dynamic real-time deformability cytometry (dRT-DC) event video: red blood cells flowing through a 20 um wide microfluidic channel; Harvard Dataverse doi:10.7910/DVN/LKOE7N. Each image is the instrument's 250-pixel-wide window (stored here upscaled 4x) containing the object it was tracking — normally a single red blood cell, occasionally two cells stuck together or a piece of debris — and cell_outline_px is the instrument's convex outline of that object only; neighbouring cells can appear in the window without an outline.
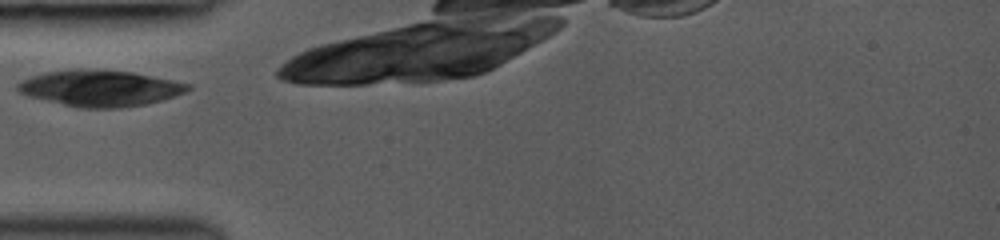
{"species": "common noctule bat (a hibernating species)", "species_latin": "Nyctalus noctula", "temperature_condition": "room temperature", "stored_images_in_passage": 18, "camera_frame_rate_fps": 3000, "um_per_image_px": 0.085, "animal": {"sex": "female", "body_mass_g": 19.0, "forearm_length_mm": 53.3}, "frame": {"image": 1, "passage_image": 1, "time_ms": 0.0, "image_size_px": [1000, 240], "cell_outline_px": [[192, 88], [184, 92], [148, 104], [120, 108], [80, 108], [28, 96], [20, 92], [16, 88], [16, 84], [20, 80], [44, 72], [76, 68], [132, 72], [192, 84]], "centroid_in_image_um": [8.47, 7.49], "position_along_channel_um": 76.5, "area_um2": 35.84}}